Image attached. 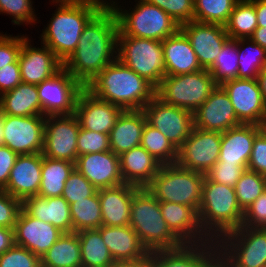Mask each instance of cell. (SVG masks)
<instances>
[{"mask_svg": "<svg viewBox=\"0 0 266 267\" xmlns=\"http://www.w3.org/2000/svg\"><path fill=\"white\" fill-rule=\"evenodd\" d=\"M118 20L113 8L100 9L85 25L75 51L63 67L84 87L114 62Z\"/></svg>", "mask_w": 266, "mask_h": 267, "instance_id": "cell-1", "label": "cell"}, {"mask_svg": "<svg viewBox=\"0 0 266 267\" xmlns=\"http://www.w3.org/2000/svg\"><path fill=\"white\" fill-rule=\"evenodd\" d=\"M97 98L127 110H142L155 96L156 88L118 59L108 64L85 87Z\"/></svg>", "mask_w": 266, "mask_h": 267, "instance_id": "cell-2", "label": "cell"}, {"mask_svg": "<svg viewBox=\"0 0 266 267\" xmlns=\"http://www.w3.org/2000/svg\"><path fill=\"white\" fill-rule=\"evenodd\" d=\"M56 1L61 5L42 37L43 44L64 63L75 51L85 25L101 8L86 2Z\"/></svg>", "mask_w": 266, "mask_h": 267, "instance_id": "cell-3", "label": "cell"}, {"mask_svg": "<svg viewBox=\"0 0 266 267\" xmlns=\"http://www.w3.org/2000/svg\"><path fill=\"white\" fill-rule=\"evenodd\" d=\"M243 213L234 187L213 182L205 175L198 217L202 230L204 229L205 233L209 232L208 237L212 230L214 233L217 232V236L223 237L226 233L241 227Z\"/></svg>", "mask_w": 266, "mask_h": 267, "instance_id": "cell-4", "label": "cell"}, {"mask_svg": "<svg viewBox=\"0 0 266 267\" xmlns=\"http://www.w3.org/2000/svg\"><path fill=\"white\" fill-rule=\"evenodd\" d=\"M150 252L178 248L184 243L169 229L158 201L146 188L132 198L130 224Z\"/></svg>", "mask_w": 266, "mask_h": 267, "instance_id": "cell-5", "label": "cell"}, {"mask_svg": "<svg viewBox=\"0 0 266 267\" xmlns=\"http://www.w3.org/2000/svg\"><path fill=\"white\" fill-rule=\"evenodd\" d=\"M205 175L182 168L177 163L162 165L145 187L158 201L191 206L197 211L201 204Z\"/></svg>", "mask_w": 266, "mask_h": 267, "instance_id": "cell-6", "label": "cell"}, {"mask_svg": "<svg viewBox=\"0 0 266 267\" xmlns=\"http://www.w3.org/2000/svg\"><path fill=\"white\" fill-rule=\"evenodd\" d=\"M217 84L207 69L165 76L156 87L155 95L170 105L194 113L209 97Z\"/></svg>", "mask_w": 266, "mask_h": 267, "instance_id": "cell-7", "label": "cell"}, {"mask_svg": "<svg viewBox=\"0 0 266 267\" xmlns=\"http://www.w3.org/2000/svg\"><path fill=\"white\" fill-rule=\"evenodd\" d=\"M117 44L120 48L115 57L156 88L165 77L162 41L117 36Z\"/></svg>", "mask_w": 266, "mask_h": 267, "instance_id": "cell-8", "label": "cell"}, {"mask_svg": "<svg viewBox=\"0 0 266 267\" xmlns=\"http://www.w3.org/2000/svg\"><path fill=\"white\" fill-rule=\"evenodd\" d=\"M118 20V36L163 41L175 34L180 25L159 7L140 0L133 13H123L113 7Z\"/></svg>", "mask_w": 266, "mask_h": 267, "instance_id": "cell-9", "label": "cell"}, {"mask_svg": "<svg viewBox=\"0 0 266 267\" xmlns=\"http://www.w3.org/2000/svg\"><path fill=\"white\" fill-rule=\"evenodd\" d=\"M85 87L64 67L37 85L42 114L46 116L72 115L77 98Z\"/></svg>", "mask_w": 266, "mask_h": 267, "instance_id": "cell-10", "label": "cell"}, {"mask_svg": "<svg viewBox=\"0 0 266 267\" xmlns=\"http://www.w3.org/2000/svg\"><path fill=\"white\" fill-rule=\"evenodd\" d=\"M223 236L226 248L224 244L220 245L221 243L217 247H222L221 250L219 248V252L225 249L221 256H224L232 266L266 267V228L241 226ZM229 240L231 242H228Z\"/></svg>", "mask_w": 266, "mask_h": 267, "instance_id": "cell-11", "label": "cell"}, {"mask_svg": "<svg viewBox=\"0 0 266 267\" xmlns=\"http://www.w3.org/2000/svg\"><path fill=\"white\" fill-rule=\"evenodd\" d=\"M142 111L146 122L159 130L177 150L194 127L191 111L165 103L156 95Z\"/></svg>", "mask_w": 266, "mask_h": 267, "instance_id": "cell-12", "label": "cell"}, {"mask_svg": "<svg viewBox=\"0 0 266 267\" xmlns=\"http://www.w3.org/2000/svg\"><path fill=\"white\" fill-rule=\"evenodd\" d=\"M221 136L220 132L193 127L190 136L178 149L176 163L182 168L206 175L219 159Z\"/></svg>", "mask_w": 266, "mask_h": 267, "instance_id": "cell-13", "label": "cell"}, {"mask_svg": "<svg viewBox=\"0 0 266 267\" xmlns=\"http://www.w3.org/2000/svg\"><path fill=\"white\" fill-rule=\"evenodd\" d=\"M46 118L43 156L76 163L77 139L80 130L77 117L72 114L62 115V117L61 115L47 116Z\"/></svg>", "mask_w": 266, "mask_h": 267, "instance_id": "cell-14", "label": "cell"}, {"mask_svg": "<svg viewBox=\"0 0 266 267\" xmlns=\"http://www.w3.org/2000/svg\"><path fill=\"white\" fill-rule=\"evenodd\" d=\"M45 119L43 116L5 115L3 145L17 155L42 153Z\"/></svg>", "mask_w": 266, "mask_h": 267, "instance_id": "cell-15", "label": "cell"}, {"mask_svg": "<svg viewBox=\"0 0 266 267\" xmlns=\"http://www.w3.org/2000/svg\"><path fill=\"white\" fill-rule=\"evenodd\" d=\"M230 97L237 119L242 124H255L266 116V103L257 78L233 79L221 85Z\"/></svg>", "mask_w": 266, "mask_h": 267, "instance_id": "cell-16", "label": "cell"}, {"mask_svg": "<svg viewBox=\"0 0 266 267\" xmlns=\"http://www.w3.org/2000/svg\"><path fill=\"white\" fill-rule=\"evenodd\" d=\"M194 127L212 132H225L242 123L237 119L230 97L221 85L193 113Z\"/></svg>", "mask_w": 266, "mask_h": 267, "instance_id": "cell-17", "label": "cell"}, {"mask_svg": "<svg viewBox=\"0 0 266 267\" xmlns=\"http://www.w3.org/2000/svg\"><path fill=\"white\" fill-rule=\"evenodd\" d=\"M123 111L121 107L97 98L84 88L77 98L74 115L81 128L110 134Z\"/></svg>", "mask_w": 266, "mask_h": 267, "instance_id": "cell-18", "label": "cell"}, {"mask_svg": "<svg viewBox=\"0 0 266 267\" xmlns=\"http://www.w3.org/2000/svg\"><path fill=\"white\" fill-rule=\"evenodd\" d=\"M180 30L187 36L203 69H209L215 62L224 43L229 39L225 26L190 21L182 24Z\"/></svg>", "mask_w": 266, "mask_h": 267, "instance_id": "cell-19", "label": "cell"}, {"mask_svg": "<svg viewBox=\"0 0 266 267\" xmlns=\"http://www.w3.org/2000/svg\"><path fill=\"white\" fill-rule=\"evenodd\" d=\"M62 234L57 227L30 216L21 208L14 226V243L41 258Z\"/></svg>", "mask_w": 266, "mask_h": 267, "instance_id": "cell-20", "label": "cell"}, {"mask_svg": "<svg viewBox=\"0 0 266 267\" xmlns=\"http://www.w3.org/2000/svg\"><path fill=\"white\" fill-rule=\"evenodd\" d=\"M75 169L97 190L124 184L120 174L119 156L111 150L78 156Z\"/></svg>", "mask_w": 266, "mask_h": 267, "instance_id": "cell-21", "label": "cell"}, {"mask_svg": "<svg viewBox=\"0 0 266 267\" xmlns=\"http://www.w3.org/2000/svg\"><path fill=\"white\" fill-rule=\"evenodd\" d=\"M42 162V153L18 155L3 190L21 202L38 195Z\"/></svg>", "mask_w": 266, "mask_h": 267, "instance_id": "cell-22", "label": "cell"}, {"mask_svg": "<svg viewBox=\"0 0 266 267\" xmlns=\"http://www.w3.org/2000/svg\"><path fill=\"white\" fill-rule=\"evenodd\" d=\"M27 40L25 37L18 57L21 78L23 83L38 85L56 74L63 63L45 44L44 48L36 49L30 47Z\"/></svg>", "mask_w": 266, "mask_h": 267, "instance_id": "cell-23", "label": "cell"}, {"mask_svg": "<svg viewBox=\"0 0 266 267\" xmlns=\"http://www.w3.org/2000/svg\"><path fill=\"white\" fill-rule=\"evenodd\" d=\"M139 189L137 186L125 183L116 187L98 189L102 225L128 226L130 224L132 198Z\"/></svg>", "mask_w": 266, "mask_h": 267, "instance_id": "cell-24", "label": "cell"}, {"mask_svg": "<svg viewBox=\"0 0 266 267\" xmlns=\"http://www.w3.org/2000/svg\"><path fill=\"white\" fill-rule=\"evenodd\" d=\"M97 230L101 233V237L115 262L135 261L149 254L130 225H101Z\"/></svg>", "mask_w": 266, "mask_h": 267, "instance_id": "cell-25", "label": "cell"}, {"mask_svg": "<svg viewBox=\"0 0 266 267\" xmlns=\"http://www.w3.org/2000/svg\"><path fill=\"white\" fill-rule=\"evenodd\" d=\"M165 76L197 72L203 69L187 36L179 29L162 41Z\"/></svg>", "mask_w": 266, "mask_h": 267, "instance_id": "cell-26", "label": "cell"}, {"mask_svg": "<svg viewBox=\"0 0 266 267\" xmlns=\"http://www.w3.org/2000/svg\"><path fill=\"white\" fill-rule=\"evenodd\" d=\"M120 174L125 184L145 188L162 164L141 145L119 155Z\"/></svg>", "mask_w": 266, "mask_h": 267, "instance_id": "cell-27", "label": "cell"}, {"mask_svg": "<svg viewBox=\"0 0 266 267\" xmlns=\"http://www.w3.org/2000/svg\"><path fill=\"white\" fill-rule=\"evenodd\" d=\"M22 208L32 217L52 224L63 233L73 232L69 203L62 197H29Z\"/></svg>", "mask_w": 266, "mask_h": 267, "instance_id": "cell-28", "label": "cell"}, {"mask_svg": "<svg viewBox=\"0 0 266 267\" xmlns=\"http://www.w3.org/2000/svg\"><path fill=\"white\" fill-rule=\"evenodd\" d=\"M260 133L258 125L241 124L222 132L219 161L230 164L249 163L255 137Z\"/></svg>", "mask_w": 266, "mask_h": 267, "instance_id": "cell-29", "label": "cell"}, {"mask_svg": "<svg viewBox=\"0 0 266 267\" xmlns=\"http://www.w3.org/2000/svg\"><path fill=\"white\" fill-rule=\"evenodd\" d=\"M160 210L162 216L167 223L169 229L183 242L194 244L196 235L202 238L203 234L208 235L201 229L198 217V211L191 207L173 202H160ZM198 230V231H197ZM199 233V234H198ZM201 233V234H200ZM200 235H202L200 237ZM193 238V240H192ZM195 238V240H194Z\"/></svg>", "mask_w": 266, "mask_h": 267, "instance_id": "cell-30", "label": "cell"}, {"mask_svg": "<svg viewBox=\"0 0 266 267\" xmlns=\"http://www.w3.org/2000/svg\"><path fill=\"white\" fill-rule=\"evenodd\" d=\"M145 123L142 110L123 111L109 134L111 151L119 156L140 146Z\"/></svg>", "mask_w": 266, "mask_h": 267, "instance_id": "cell-31", "label": "cell"}, {"mask_svg": "<svg viewBox=\"0 0 266 267\" xmlns=\"http://www.w3.org/2000/svg\"><path fill=\"white\" fill-rule=\"evenodd\" d=\"M0 109L5 115L43 116L37 85L21 82L14 89L4 92L0 97Z\"/></svg>", "mask_w": 266, "mask_h": 267, "instance_id": "cell-32", "label": "cell"}, {"mask_svg": "<svg viewBox=\"0 0 266 267\" xmlns=\"http://www.w3.org/2000/svg\"><path fill=\"white\" fill-rule=\"evenodd\" d=\"M197 243V241L192 245L190 243L185 245L184 243L178 248L152 252L156 267H206L213 256L219 253L217 252L218 248L216 247V253L212 252L214 254L203 250L204 247L200 248L202 251L200 252V249H198L200 246L197 247Z\"/></svg>", "mask_w": 266, "mask_h": 267, "instance_id": "cell-33", "label": "cell"}, {"mask_svg": "<svg viewBox=\"0 0 266 267\" xmlns=\"http://www.w3.org/2000/svg\"><path fill=\"white\" fill-rule=\"evenodd\" d=\"M40 260L41 267H82L77 232L63 233Z\"/></svg>", "mask_w": 266, "mask_h": 267, "instance_id": "cell-34", "label": "cell"}, {"mask_svg": "<svg viewBox=\"0 0 266 267\" xmlns=\"http://www.w3.org/2000/svg\"><path fill=\"white\" fill-rule=\"evenodd\" d=\"M75 163L67 160L51 159L43 156L41 183L38 195L41 197H60Z\"/></svg>", "mask_w": 266, "mask_h": 267, "instance_id": "cell-35", "label": "cell"}, {"mask_svg": "<svg viewBox=\"0 0 266 267\" xmlns=\"http://www.w3.org/2000/svg\"><path fill=\"white\" fill-rule=\"evenodd\" d=\"M82 267H113L116 263L97 229L77 232Z\"/></svg>", "mask_w": 266, "mask_h": 267, "instance_id": "cell-36", "label": "cell"}, {"mask_svg": "<svg viewBox=\"0 0 266 267\" xmlns=\"http://www.w3.org/2000/svg\"><path fill=\"white\" fill-rule=\"evenodd\" d=\"M247 38L228 39L214 62L208 69L217 85L237 78L238 46L244 45Z\"/></svg>", "mask_w": 266, "mask_h": 267, "instance_id": "cell-37", "label": "cell"}, {"mask_svg": "<svg viewBox=\"0 0 266 267\" xmlns=\"http://www.w3.org/2000/svg\"><path fill=\"white\" fill-rule=\"evenodd\" d=\"M258 27L255 6L250 0H239L225 25L230 39L250 38Z\"/></svg>", "mask_w": 266, "mask_h": 267, "instance_id": "cell-38", "label": "cell"}, {"mask_svg": "<svg viewBox=\"0 0 266 267\" xmlns=\"http://www.w3.org/2000/svg\"><path fill=\"white\" fill-rule=\"evenodd\" d=\"M73 232L98 229L102 225L101 205L97 192L70 204Z\"/></svg>", "mask_w": 266, "mask_h": 267, "instance_id": "cell-39", "label": "cell"}, {"mask_svg": "<svg viewBox=\"0 0 266 267\" xmlns=\"http://www.w3.org/2000/svg\"><path fill=\"white\" fill-rule=\"evenodd\" d=\"M141 146L162 165L175 164L178 159V150L155 127L145 123Z\"/></svg>", "mask_w": 266, "mask_h": 267, "instance_id": "cell-40", "label": "cell"}, {"mask_svg": "<svg viewBox=\"0 0 266 267\" xmlns=\"http://www.w3.org/2000/svg\"><path fill=\"white\" fill-rule=\"evenodd\" d=\"M239 0H194V21L225 26Z\"/></svg>", "mask_w": 266, "mask_h": 267, "instance_id": "cell-41", "label": "cell"}, {"mask_svg": "<svg viewBox=\"0 0 266 267\" xmlns=\"http://www.w3.org/2000/svg\"><path fill=\"white\" fill-rule=\"evenodd\" d=\"M234 189L238 204L244 211L264 192L266 178L255 171L246 169Z\"/></svg>", "mask_w": 266, "mask_h": 267, "instance_id": "cell-42", "label": "cell"}, {"mask_svg": "<svg viewBox=\"0 0 266 267\" xmlns=\"http://www.w3.org/2000/svg\"><path fill=\"white\" fill-rule=\"evenodd\" d=\"M247 39L252 44L246 48H249V51L251 49L252 53L255 51L256 54L254 53L255 56H252L250 55L251 52H248L249 54L243 51L241 52L238 47V79H255L261 70L266 67V50L250 38ZM247 55H250V58Z\"/></svg>", "mask_w": 266, "mask_h": 267, "instance_id": "cell-43", "label": "cell"}, {"mask_svg": "<svg viewBox=\"0 0 266 267\" xmlns=\"http://www.w3.org/2000/svg\"><path fill=\"white\" fill-rule=\"evenodd\" d=\"M173 18L180 26L194 20V0H144Z\"/></svg>", "mask_w": 266, "mask_h": 267, "instance_id": "cell-44", "label": "cell"}, {"mask_svg": "<svg viewBox=\"0 0 266 267\" xmlns=\"http://www.w3.org/2000/svg\"><path fill=\"white\" fill-rule=\"evenodd\" d=\"M97 189L77 170L73 169L65 183L62 197L69 203L91 197Z\"/></svg>", "mask_w": 266, "mask_h": 267, "instance_id": "cell-45", "label": "cell"}, {"mask_svg": "<svg viewBox=\"0 0 266 267\" xmlns=\"http://www.w3.org/2000/svg\"><path fill=\"white\" fill-rule=\"evenodd\" d=\"M109 134L89 131L80 127L77 139V154L78 156L105 152L110 149Z\"/></svg>", "mask_w": 266, "mask_h": 267, "instance_id": "cell-46", "label": "cell"}, {"mask_svg": "<svg viewBox=\"0 0 266 267\" xmlns=\"http://www.w3.org/2000/svg\"><path fill=\"white\" fill-rule=\"evenodd\" d=\"M0 267H41V260L30 250L14 244L0 255Z\"/></svg>", "mask_w": 266, "mask_h": 267, "instance_id": "cell-47", "label": "cell"}, {"mask_svg": "<svg viewBox=\"0 0 266 267\" xmlns=\"http://www.w3.org/2000/svg\"><path fill=\"white\" fill-rule=\"evenodd\" d=\"M246 169L245 164L223 163L218 160L206 176L213 182L235 187Z\"/></svg>", "mask_w": 266, "mask_h": 267, "instance_id": "cell-48", "label": "cell"}, {"mask_svg": "<svg viewBox=\"0 0 266 267\" xmlns=\"http://www.w3.org/2000/svg\"><path fill=\"white\" fill-rule=\"evenodd\" d=\"M241 226L266 228V189L244 210Z\"/></svg>", "mask_w": 266, "mask_h": 267, "instance_id": "cell-49", "label": "cell"}, {"mask_svg": "<svg viewBox=\"0 0 266 267\" xmlns=\"http://www.w3.org/2000/svg\"><path fill=\"white\" fill-rule=\"evenodd\" d=\"M22 202L5 190H0V226L14 228Z\"/></svg>", "mask_w": 266, "mask_h": 267, "instance_id": "cell-50", "label": "cell"}, {"mask_svg": "<svg viewBox=\"0 0 266 267\" xmlns=\"http://www.w3.org/2000/svg\"><path fill=\"white\" fill-rule=\"evenodd\" d=\"M30 0H0V12L8 13L14 16L13 22H34L35 17L32 11Z\"/></svg>", "mask_w": 266, "mask_h": 267, "instance_id": "cell-51", "label": "cell"}, {"mask_svg": "<svg viewBox=\"0 0 266 267\" xmlns=\"http://www.w3.org/2000/svg\"><path fill=\"white\" fill-rule=\"evenodd\" d=\"M247 169L266 178V138L260 133L255 137Z\"/></svg>", "mask_w": 266, "mask_h": 267, "instance_id": "cell-52", "label": "cell"}, {"mask_svg": "<svg viewBox=\"0 0 266 267\" xmlns=\"http://www.w3.org/2000/svg\"><path fill=\"white\" fill-rule=\"evenodd\" d=\"M24 38L0 36V68L18 60Z\"/></svg>", "mask_w": 266, "mask_h": 267, "instance_id": "cell-53", "label": "cell"}, {"mask_svg": "<svg viewBox=\"0 0 266 267\" xmlns=\"http://www.w3.org/2000/svg\"><path fill=\"white\" fill-rule=\"evenodd\" d=\"M22 82L18 60L0 68V91L3 94L14 89Z\"/></svg>", "mask_w": 266, "mask_h": 267, "instance_id": "cell-54", "label": "cell"}, {"mask_svg": "<svg viewBox=\"0 0 266 267\" xmlns=\"http://www.w3.org/2000/svg\"><path fill=\"white\" fill-rule=\"evenodd\" d=\"M17 156L9 147L0 146V190L6 187Z\"/></svg>", "mask_w": 266, "mask_h": 267, "instance_id": "cell-55", "label": "cell"}, {"mask_svg": "<svg viewBox=\"0 0 266 267\" xmlns=\"http://www.w3.org/2000/svg\"><path fill=\"white\" fill-rule=\"evenodd\" d=\"M14 244V228L0 226V255Z\"/></svg>", "mask_w": 266, "mask_h": 267, "instance_id": "cell-56", "label": "cell"}, {"mask_svg": "<svg viewBox=\"0 0 266 267\" xmlns=\"http://www.w3.org/2000/svg\"><path fill=\"white\" fill-rule=\"evenodd\" d=\"M113 267H156L152 252L144 258L135 261H117Z\"/></svg>", "mask_w": 266, "mask_h": 267, "instance_id": "cell-57", "label": "cell"}, {"mask_svg": "<svg viewBox=\"0 0 266 267\" xmlns=\"http://www.w3.org/2000/svg\"><path fill=\"white\" fill-rule=\"evenodd\" d=\"M255 6L257 25L266 27V0H250Z\"/></svg>", "mask_w": 266, "mask_h": 267, "instance_id": "cell-58", "label": "cell"}, {"mask_svg": "<svg viewBox=\"0 0 266 267\" xmlns=\"http://www.w3.org/2000/svg\"><path fill=\"white\" fill-rule=\"evenodd\" d=\"M250 39L266 50V27L258 26Z\"/></svg>", "mask_w": 266, "mask_h": 267, "instance_id": "cell-59", "label": "cell"}, {"mask_svg": "<svg viewBox=\"0 0 266 267\" xmlns=\"http://www.w3.org/2000/svg\"><path fill=\"white\" fill-rule=\"evenodd\" d=\"M221 253L216 255L207 263L206 267H233L224 257L220 256ZM219 258V259H218ZM222 258V259H221Z\"/></svg>", "mask_w": 266, "mask_h": 267, "instance_id": "cell-60", "label": "cell"}, {"mask_svg": "<svg viewBox=\"0 0 266 267\" xmlns=\"http://www.w3.org/2000/svg\"><path fill=\"white\" fill-rule=\"evenodd\" d=\"M257 80L260 86V90L262 92L263 99L266 103V67L261 70V72L257 76Z\"/></svg>", "mask_w": 266, "mask_h": 267, "instance_id": "cell-61", "label": "cell"}, {"mask_svg": "<svg viewBox=\"0 0 266 267\" xmlns=\"http://www.w3.org/2000/svg\"><path fill=\"white\" fill-rule=\"evenodd\" d=\"M63 1L92 3V4L100 7L101 9L111 8L112 7V4L110 6V5H108V3L107 4L106 3H103L100 0H63Z\"/></svg>", "mask_w": 266, "mask_h": 267, "instance_id": "cell-62", "label": "cell"}, {"mask_svg": "<svg viewBox=\"0 0 266 267\" xmlns=\"http://www.w3.org/2000/svg\"><path fill=\"white\" fill-rule=\"evenodd\" d=\"M5 114L0 109V146H3Z\"/></svg>", "mask_w": 266, "mask_h": 267, "instance_id": "cell-63", "label": "cell"}, {"mask_svg": "<svg viewBox=\"0 0 266 267\" xmlns=\"http://www.w3.org/2000/svg\"><path fill=\"white\" fill-rule=\"evenodd\" d=\"M260 134L266 138V116L258 124Z\"/></svg>", "mask_w": 266, "mask_h": 267, "instance_id": "cell-64", "label": "cell"}]
</instances>
